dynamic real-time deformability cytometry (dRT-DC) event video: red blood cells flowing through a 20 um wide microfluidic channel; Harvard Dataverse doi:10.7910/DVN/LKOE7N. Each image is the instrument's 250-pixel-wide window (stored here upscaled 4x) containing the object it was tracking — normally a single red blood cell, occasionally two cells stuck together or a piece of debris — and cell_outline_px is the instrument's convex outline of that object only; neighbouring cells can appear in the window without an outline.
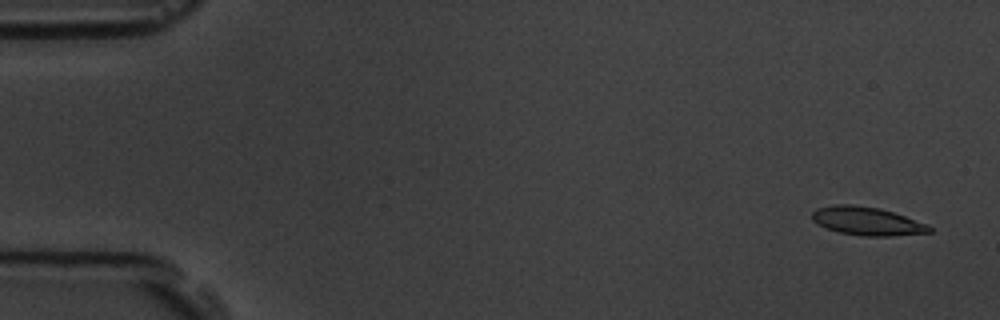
{"species": "common noctule bat (a hibernating species)", "species_latin": "Nyctalus noctula", "temperature_condition": "room temperature", "stored_images_in_passage": 5, "camera_frame_rate_fps": 3000, "um_per_image_px": 0.085, "animal": {"sex": "male", "body_mass_g": 19.5, "forearm_length_mm": 54.6}, "frame": {"image": 1, "passage_image": 1, "time_ms": 0.0, "image_size_px": [1000, 320], "cell_outline_px": [[932, 232], [888, 236], [864, 236], [840, 232], [816, 224], [812, 220], [812, 212], [816, 208], [832, 204], [852, 204], [880, 208], [928, 224], [932, 228]], "centroid_in_image_um": [73.67, 18.78], "position_along_channel_um": 11.3, "area_um2": 19.36}}
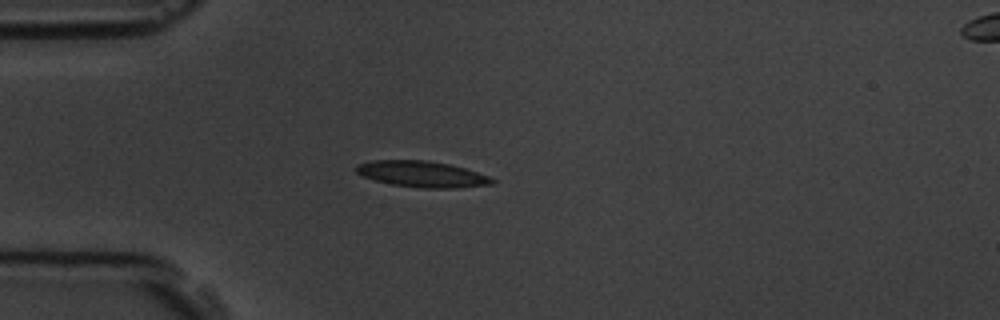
{"frame": {"image": 2, "passage_image": 5, "time_ms": 4.333, "image_size_px": [1000, 320], "cell_outline_px": [[496, 180], [492, 184], [456, 188], [420, 188], [392, 184], [376, 180], [364, 176], [356, 172], [356, 164], [372, 160], [428, 160], [448, 164], [464, 168], [488, 176]], "centroid_in_image_um": [35.86, 14.79], "position_along_channel_um": 49.1, "area_um2": 20.52}}